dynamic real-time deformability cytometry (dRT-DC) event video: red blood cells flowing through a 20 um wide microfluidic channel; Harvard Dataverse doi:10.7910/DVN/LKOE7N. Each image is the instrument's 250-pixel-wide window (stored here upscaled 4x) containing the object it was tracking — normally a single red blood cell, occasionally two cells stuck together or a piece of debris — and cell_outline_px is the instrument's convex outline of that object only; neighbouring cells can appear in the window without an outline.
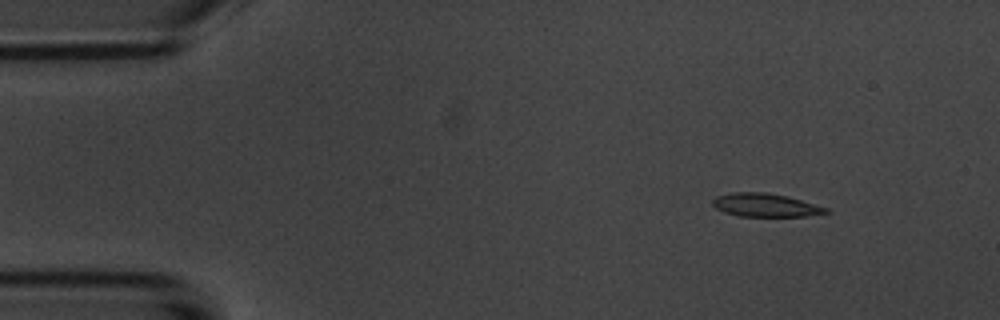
{"species": "common noctule bat (a hibernating species)", "species_latin": "Nyctalus noctula", "temperature_condition": "room temperature", "stored_images_in_passage": 6, "camera_frame_rate_fps": 3000, "um_per_image_px": 0.085, "animal": {"sex": "male", "body_mass_g": 20.1, "forearm_length_mm": 53.5}, "frame": {"image": 1, "passage_image": 2, "time_ms": 1.0, "image_size_px": [1000, 320], "cell_outline_px": [[832, 212], [804, 216], [740, 216], [724, 212], [716, 208], [712, 204], [712, 200], [716, 196], [732, 192], [764, 192], [788, 196], [828, 208]], "centroid_in_image_um": [65.05, 17.43], "position_along_channel_um": 19.9, "area_um2": 15.37}}